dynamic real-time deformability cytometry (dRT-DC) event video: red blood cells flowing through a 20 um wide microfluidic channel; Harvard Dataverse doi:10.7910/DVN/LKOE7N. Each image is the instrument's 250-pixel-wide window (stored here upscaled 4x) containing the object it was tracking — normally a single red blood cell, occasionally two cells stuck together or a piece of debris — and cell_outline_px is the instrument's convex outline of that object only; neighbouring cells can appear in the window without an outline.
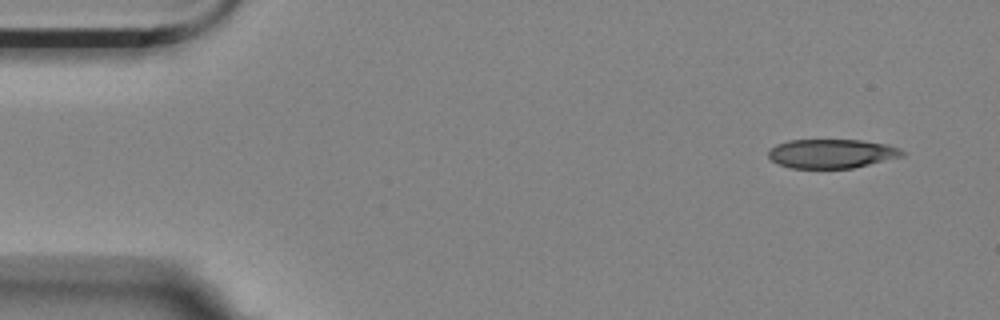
{"species": "Egyptian fruit bat (a non-hibernating species)", "species_latin": "Rousettus aegyptiacus", "temperature_condition": "room temperature", "stored_images_in_passage": 3, "camera_frame_rate_fps": 3000, "um_per_image_px": 0.085, "animal": {"sex": "female"}, "frame": {"image": 1, "passage_image": 1, "time_ms": 0.0, "image_size_px": [1000, 320], "cell_outline_px": [[904, 156], [852, 168], [792, 168], [780, 164], [772, 160], [768, 156], [768, 152], [776, 144], [788, 140], [860, 140], [888, 144], [900, 148], [904, 152]], "centroid_in_image_um": [70.71, 13.05], "position_along_channel_um": 14.3, "area_um2": 22.6}}
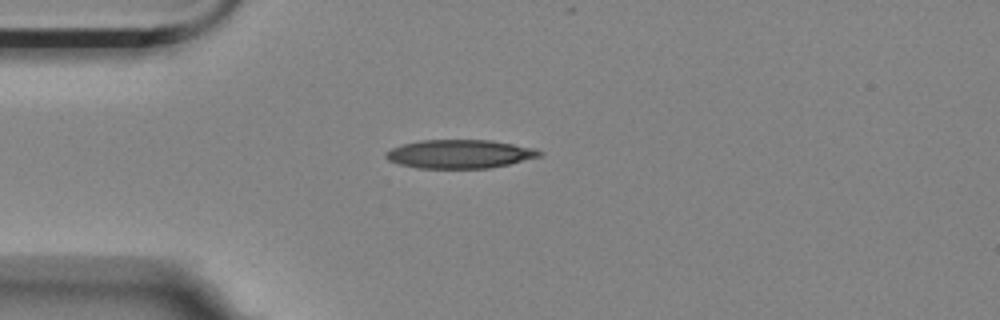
{"frame": {"image": 2, "passage_image": 3, "time_ms": 0.667, "image_size_px": [1000, 320], "cell_outline_px": [[544, 152], [540, 156], [508, 164], [488, 168], [416, 168], [400, 164], [388, 160], [384, 156], [384, 152], [392, 148], [404, 144], [420, 140], [492, 140], [536, 148]], "centroid_in_image_um": [39.07, 13.08], "position_along_channel_um": 45.9, "area_um2": 25.61}}